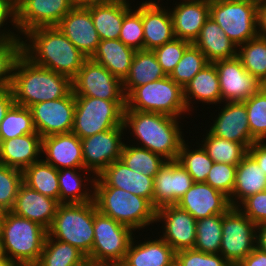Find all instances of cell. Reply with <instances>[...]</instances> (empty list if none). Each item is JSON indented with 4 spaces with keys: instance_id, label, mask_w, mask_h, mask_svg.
I'll list each match as a JSON object with an SVG mask.
<instances>
[{
    "instance_id": "cell-1",
    "label": "cell",
    "mask_w": 266,
    "mask_h": 266,
    "mask_svg": "<svg viewBox=\"0 0 266 266\" xmlns=\"http://www.w3.org/2000/svg\"><path fill=\"white\" fill-rule=\"evenodd\" d=\"M182 120L162 113L124 110L123 125L125 133L130 134V137L125 136L126 142L146 148L166 160H177L186 140Z\"/></svg>"
},
{
    "instance_id": "cell-2",
    "label": "cell",
    "mask_w": 266,
    "mask_h": 266,
    "mask_svg": "<svg viewBox=\"0 0 266 266\" xmlns=\"http://www.w3.org/2000/svg\"><path fill=\"white\" fill-rule=\"evenodd\" d=\"M22 53L34 64L71 80L88 59L57 26L28 31L22 37Z\"/></svg>"
},
{
    "instance_id": "cell-3",
    "label": "cell",
    "mask_w": 266,
    "mask_h": 266,
    "mask_svg": "<svg viewBox=\"0 0 266 266\" xmlns=\"http://www.w3.org/2000/svg\"><path fill=\"white\" fill-rule=\"evenodd\" d=\"M11 90L15 104L29 108L65 97L72 90V80L34 64L22 53L14 65Z\"/></svg>"
},
{
    "instance_id": "cell-4",
    "label": "cell",
    "mask_w": 266,
    "mask_h": 266,
    "mask_svg": "<svg viewBox=\"0 0 266 266\" xmlns=\"http://www.w3.org/2000/svg\"><path fill=\"white\" fill-rule=\"evenodd\" d=\"M93 201L98 212L137 230V234L154 229L157 208L141 196L116 187H94Z\"/></svg>"
},
{
    "instance_id": "cell-5",
    "label": "cell",
    "mask_w": 266,
    "mask_h": 266,
    "mask_svg": "<svg viewBox=\"0 0 266 266\" xmlns=\"http://www.w3.org/2000/svg\"><path fill=\"white\" fill-rule=\"evenodd\" d=\"M47 234L40 224L6 211L0 237L3 254L12 264H37Z\"/></svg>"
},
{
    "instance_id": "cell-6",
    "label": "cell",
    "mask_w": 266,
    "mask_h": 266,
    "mask_svg": "<svg viewBox=\"0 0 266 266\" xmlns=\"http://www.w3.org/2000/svg\"><path fill=\"white\" fill-rule=\"evenodd\" d=\"M94 201L87 203L60 204L48 235L69 243L87 257L94 242Z\"/></svg>"
},
{
    "instance_id": "cell-7",
    "label": "cell",
    "mask_w": 266,
    "mask_h": 266,
    "mask_svg": "<svg viewBox=\"0 0 266 266\" xmlns=\"http://www.w3.org/2000/svg\"><path fill=\"white\" fill-rule=\"evenodd\" d=\"M125 110L162 113L180 119L192 117L184 101L183 88L169 76L136 87L126 97Z\"/></svg>"
},
{
    "instance_id": "cell-8",
    "label": "cell",
    "mask_w": 266,
    "mask_h": 266,
    "mask_svg": "<svg viewBox=\"0 0 266 266\" xmlns=\"http://www.w3.org/2000/svg\"><path fill=\"white\" fill-rule=\"evenodd\" d=\"M126 101L75 96V112L72 133L80 139L124 126Z\"/></svg>"
},
{
    "instance_id": "cell-9",
    "label": "cell",
    "mask_w": 266,
    "mask_h": 266,
    "mask_svg": "<svg viewBox=\"0 0 266 266\" xmlns=\"http://www.w3.org/2000/svg\"><path fill=\"white\" fill-rule=\"evenodd\" d=\"M210 17L237 47L258 35L257 5L254 3L246 0H213L210 1Z\"/></svg>"
},
{
    "instance_id": "cell-10",
    "label": "cell",
    "mask_w": 266,
    "mask_h": 266,
    "mask_svg": "<svg viewBox=\"0 0 266 266\" xmlns=\"http://www.w3.org/2000/svg\"><path fill=\"white\" fill-rule=\"evenodd\" d=\"M94 242L87 259L123 262L136 232L97 211L94 203Z\"/></svg>"
},
{
    "instance_id": "cell-11",
    "label": "cell",
    "mask_w": 266,
    "mask_h": 266,
    "mask_svg": "<svg viewBox=\"0 0 266 266\" xmlns=\"http://www.w3.org/2000/svg\"><path fill=\"white\" fill-rule=\"evenodd\" d=\"M257 226L237 207L222 214V241L220 254L237 266L256 248Z\"/></svg>"
},
{
    "instance_id": "cell-12",
    "label": "cell",
    "mask_w": 266,
    "mask_h": 266,
    "mask_svg": "<svg viewBox=\"0 0 266 266\" xmlns=\"http://www.w3.org/2000/svg\"><path fill=\"white\" fill-rule=\"evenodd\" d=\"M74 96H86L108 101H126L122 81L103 65L88 58L72 79Z\"/></svg>"
},
{
    "instance_id": "cell-13",
    "label": "cell",
    "mask_w": 266,
    "mask_h": 266,
    "mask_svg": "<svg viewBox=\"0 0 266 266\" xmlns=\"http://www.w3.org/2000/svg\"><path fill=\"white\" fill-rule=\"evenodd\" d=\"M124 136H126L124 126H117L80 139L84 169L97 177L110 164L120 160L124 141H126Z\"/></svg>"
},
{
    "instance_id": "cell-14",
    "label": "cell",
    "mask_w": 266,
    "mask_h": 266,
    "mask_svg": "<svg viewBox=\"0 0 266 266\" xmlns=\"http://www.w3.org/2000/svg\"><path fill=\"white\" fill-rule=\"evenodd\" d=\"M155 224L161 228L158 231L155 226L154 230L157 231L156 233L175 252L184 249H194L196 242V220L186 210L176 204L159 207L156 212ZM158 224H161V226Z\"/></svg>"
},
{
    "instance_id": "cell-15",
    "label": "cell",
    "mask_w": 266,
    "mask_h": 266,
    "mask_svg": "<svg viewBox=\"0 0 266 266\" xmlns=\"http://www.w3.org/2000/svg\"><path fill=\"white\" fill-rule=\"evenodd\" d=\"M36 132L43 138L72 132L75 96L71 90L65 97L39 102L29 107Z\"/></svg>"
},
{
    "instance_id": "cell-16",
    "label": "cell",
    "mask_w": 266,
    "mask_h": 266,
    "mask_svg": "<svg viewBox=\"0 0 266 266\" xmlns=\"http://www.w3.org/2000/svg\"><path fill=\"white\" fill-rule=\"evenodd\" d=\"M216 106L215 111L210 113L212 118L209 116L210 125L206 126L207 130L216 137L241 143L248 149L255 141L250 133L244 102H222Z\"/></svg>"
},
{
    "instance_id": "cell-17",
    "label": "cell",
    "mask_w": 266,
    "mask_h": 266,
    "mask_svg": "<svg viewBox=\"0 0 266 266\" xmlns=\"http://www.w3.org/2000/svg\"><path fill=\"white\" fill-rule=\"evenodd\" d=\"M214 64L219 77L222 102H243L265 86L245 70L237 56L218 60Z\"/></svg>"
},
{
    "instance_id": "cell-18",
    "label": "cell",
    "mask_w": 266,
    "mask_h": 266,
    "mask_svg": "<svg viewBox=\"0 0 266 266\" xmlns=\"http://www.w3.org/2000/svg\"><path fill=\"white\" fill-rule=\"evenodd\" d=\"M72 8L70 0H20L16 4L18 30L23 37L35 28L57 26Z\"/></svg>"
},
{
    "instance_id": "cell-19",
    "label": "cell",
    "mask_w": 266,
    "mask_h": 266,
    "mask_svg": "<svg viewBox=\"0 0 266 266\" xmlns=\"http://www.w3.org/2000/svg\"><path fill=\"white\" fill-rule=\"evenodd\" d=\"M162 1L143 0L142 2L141 0V16L144 33L143 50L153 51L175 38L173 21L168 9V1L171 2V0L165 1L167 6Z\"/></svg>"
},
{
    "instance_id": "cell-20",
    "label": "cell",
    "mask_w": 266,
    "mask_h": 266,
    "mask_svg": "<svg viewBox=\"0 0 266 266\" xmlns=\"http://www.w3.org/2000/svg\"><path fill=\"white\" fill-rule=\"evenodd\" d=\"M151 232L154 237L149 236L150 232L146 233L147 235L143 232H139V235L135 233L136 236L134 235L131 240L125 259L122 262L124 266H175V251L173 248L159 235L157 237L155 231ZM153 233L156 234V237ZM142 234L145 238L144 241L140 237L143 238Z\"/></svg>"
},
{
    "instance_id": "cell-21",
    "label": "cell",
    "mask_w": 266,
    "mask_h": 266,
    "mask_svg": "<svg viewBox=\"0 0 266 266\" xmlns=\"http://www.w3.org/2000/svg\"><path fill=\"white\" fill-rule=\"evenodd\" d=\"M193 179L177 160H166L153 177L154 206L177 204L193 185Z\"/></svg>"
},
{
    "instance_id": "cell-22",
    "label": "cell",
    "mask_w": 266,
    "mask_h": 266,
    "mask_svg": "<svg viewBox=\"0 0 266 266\" xmlns=\"http://www.w3.org/2000/svg\"><path fill=\"white\" fill-rule=\"evenodd\" d=\"M94 187H116L141 196L154 205L153 177L132 171L121 160L106 167L95 178Z\"/></svg>"
},
{
    "instance_id": "cell-23",
    "label": "cell",
    "mask_w": 266,
    "mask_h": 266,
    "mask_svg": "<svg viewBox=\"0 0 266 266\" xmlns=\"http://www.w3.org/2000/svg\"><path fill=\"white\" fill-rule=\"evenodd\" d=\"M57 27L86 57L96 52L100 38L88 7H73Z\"/></svg>"
},
{
    "instance_id": "cell-24",
    "label": "cell",
    "mask_w": 266,
    "mask_h": 266,
    "mask_svg": "<svg viewBox=\"0 0 266 266\" xmlns=\"http://www.w3.org/2000/svg\"><path fill=\"white\" fill-rule=\"evenodd\" d=\"M178 1L173 0L172 6L168 7L173 21L174 36L193 43L210 17V1Z\"/></svg>"
},
{
    "instance_id": "cell-25",
    "label": "cell",
    "mask_w": 266,
    "mask_h": 266,
    "mask_svg": "<svg viewBox=\"0 0 266 266\" xmlns=\"http://www.w3.org/2000/svg\"><path fill=\"white\" fill-rule=\"evenodd\" d=\"M41 158L58 170L84 169L81 140L72 132L43 137Z\"/></svg>"
},
{
    "instance_id": "cell-26",
    "label": "cell",
    "mask_w": 266,
    "mask_h": 266,
    "mask_svg": "<svg viewBox=\"0 0 266 266\" xmlns=\"http://www.w3.org/2000/svg\"><path fill=\"white\" fill-rule=\"evenodd\" d=\"M176 205L189 212L196 221L224 214L231 207L226 195L205 182H194Z\"/></svg>"
},
{
    "instance_id": "cell-27",
    "label": "cell",
    "mask_w": 266,
    "mask_h": 266,
    "mask_svg": "<svg viewBox=\"0 0 266 266\" xmlns=\"http://www.w3.org/2000/svg\"><path fill=\"white\" fill-rule=\"evenodd\" d=\"M183 90L184 101L191 114L196 113L195 111L198 108V106L194 107V105L202 103V110H204L205 105H212L207 107V109L212 110V107L222 103L219 77L215 64H207L191 79Z\"/></svg>"
},
{
    "instance_id": "cell-28",
    "label": "cell",
    "mask_w": 266,
    "mask_h": 266,
    "mask_svg": "<svg viewBox=\"0 0 266 266\" xmlns=\"http://www.w3.org/2000/svg\"><path fill=\"white\" fill-rule=\"evenodd\" d=\"M59 201L42 195L22 183L19 186L15 204L11 212L34 221L48 230L56 215Z\"/></svg>"
},
{
    "instance_id": "cell-29",
    "label": "cell",
    "mask_w": 266,
    "mask_h": 266,
    "mask_svg": "<svg viewBox=\"0 0 266 266\" xmlns=\"http://www.w3.org/2000/svg\"><path fill=\"white\" fill-rule=\"evenodd\" d=\"M0 163L24 170L41 159L42 137L38 133L0 140Z\"/></svg>"
},
{
    "instance_id": "cell-30",
    "label": "cell",
    "mask_w": 266,
    "mask_h": 266,
    "mask_svg": "<svg viewBox=\"0 0 266 266\" xmlns=\"http://www.w3.org/2000/svg\"><path fill=\"white\" fill-rule=\"evenodd\" d=\"M133 2L137 1L103 0L88 6L100 40L119 39L124 15Z\"/></svg>"
},
{
    "instance_id": "cell-31",
    "label": "cell",
    "mask_w": 266,
    "mask_h": 266,
    "mask_svg": "<svg viewBox=\"0 0 266 266\" xmlns=\"http://www.w3.org/2000/svg\"><path fill=\"white\" fill-rule=\"evenodd\" d=\"M192 44L205 55L209 63L237 56V46L211 17L204 23Z\"/></svg>"
},
{
    "instance_id": "cell-32",
    "label": "cell",
    "mask_w": 266,
    "mask_h": 266,
    "mask_svg": "<svg viewBox=\"0 0 266 266\" xmlns=\"http://www.w3.org/2000/svg\"><path fill=\"white\" fill-rule=\"evenodd\" d=\"M95 178L86 169L63 168L58 170L60 204L93 201Z\"/></svg>"
},
{
    "instance_id": "cell-33",
    "label": "cell",
    "mask_w": 266,
    "mask_h": 266,
    "mask_svg": "<svg viewBox=\"0 0 266 266\" xmlns=\"http://www.w3.org/2000/svg\"><path fill=\"white\" fill-rule=\"evenodd\" d=\"M266 191V174L247 153L236 167L235 186L229 198L231 207H237L248 196Z\"/></svg>"
},
{
    "instance_id": "cell-34",
    "label": "cell",
    "mask_w": 266,
    "mask_h": 266,
    "mask_svg": "<svg viewBox=\"0 0 266 266\" xmlns=\"http://www.w3.org/2000/svg\"><path fill=\"white\" fill-rule=\"evenodd\" d=\"M135 52V49L125 45L119 39L100 40L91 59L123 81L129 73Z\"/></svg>"
},
{
    "instance_id": "cell-35",
    "label": "cell",
    "mask_w": 266,
    "mask_h": 266,
    "mask_svg": "<svg viewBox=\"0 0 266 266\" xmlns=\"http://www.w3.org/2000/svg\"><path fill=\"white\" fill-rule=\"evenodd\" d=\"M166 76L152 50H136L129 73L122 81L125 97L136 87L160 80Z\"/></svg>"
},
{
    "instance_id": "cell-36",
    "label": "cell",
    "mask_w": 266,
    "mask_h": 266,
    "mask_svg": "<svg viewBox=\"0 0 266 266\" xmlns=\"http://www.w3.org/2000/svg\"><path fill=\"white\" fill-rule=\"evenodd\" d=\"M22 172L24 184L42 195L58 200L60 203L58 169L41 158Z\"/></svg>"
},
{
    "instance_id": "cell-37",
    "label": "cell",
    "mask_w": 266,
    "mask_h": 266,
    "mask_svg": "<svg viewBox=\"0 0 266 266\" xmlns=\"http://www.w3.org/2000/svg\"><path fill=\"white\" fill-rule=\"evenodd\" d=\"M87 256L78 248L47 234L37 266H84Z\"/></svg>"
},
{
    "instance_id": "cell-38",
    "label": "cell",
    "mask_w": 266,
    "mask_h": 266,
    "mask_svg": "<svg viewBox=\"0 0 266 266\" xmlns=\"http://www.w3.org/2000/svg\"><path fill=\"white\" fill-rule=\"evenodd\" d=\"M186 138L187 140L183 142L178 153L177 161L186 169L193 182H206L214 161L208 156L207 151L197 140L192 142L195 139H190L191 142H189V138Z\"/></svg>"
},
{
    "instance_id": "cell-39",
    "label": "cell",
    "mask_w": 266,
    "mask_h": 266,
    "mask_svg": "<svg viewBox=\"0 0 266 266\" xmlns=\"http://www.w3.org/2000/svg\"><path fill=\"white\" fill-rule=\"evenodd\" d=\"M204 128L206 132H203L202 137L201 135L196 136V140L207 151L208 156L217 163L238 165L247 154V149L241 143L216 137L206 127ZM199 136L201 137V141Z\"/></svg>"
},
{
    "instance_id": "cell-40",
    "label": "cell",
    "mask_w": 266,
    "mask_h": 266,
    "mask_svg": "<svg viewBox=\"0 0 266 266\" xmlns=\"http://www.w3.org/2000/svg\"><path fill=\"white\" fill-rule=\"evenodd\" d=\"M237 57L245 70L266 86V37L257 35L237 47Z\"/></svg>"
},
{
    "instance_id": "cell-41",
    "label": "cell",
    "mask_w": 266,
    "mask_h": 266,
    "mask_svg": "<svg viewBox=\"0 0 266 266\" xmlns=\"http://www.w3.org/2000/svg\"><path fill=\"white\" fill-rule=\"evenodd\" d=\"M120 160L132 171L154 177L165 163L161 155L131 143L125 142Z\"/></svg>"
},
{
    "instance_id": "cell-42",
    "label": "cell",
    "mask_w": 266,
    "mask_h": 266,
    "mask_svg": "<svg viewBox=\"0 0 266 266\" xmlns=\"http://www.w3.org/2000/svg\"><path fill=\"white\" fill-rule=\"evenodd\" d=\"M221 241L222 214L196 221L195 250L210 254L220 253Z\"/></svg>"
},
{
    "instance_id": "cell-43",
    "label": "cell",
    "mask_w": 266,
    "mask_h": 266,
    "mask_svg": "<svg viewBox=\"0 0 266 266\" xmlns=\"http://www.w3.org/2000/svg\"><path fill=\"white\" fill-rule=\"evenodd\" d=\"M37 133L30 109L13 104L0 125V140H8L25 134Z\"/></svg>"
},
{
    "instance_id": "cell-44",
    "label": "cell",
    "mask_w": 266,
    "mask_h": 266,
    "mask_svg": "<svg viewBox=\"0 0 266 266\" xmlns=\"http://www.w3.org/2000/svg\"><path fill=\"white\" fill-rule=\"evenodd\" d=\"M243 102L252 139L255 142L266 141V86Z\"/></svg>"
},
{
    "instance_id": "cell-45",
    "label": "cell",
    "mask_w": 266,
    "mask_h": 266,
    "mask_svg": "<svg viewBox=\"0 0 266 266\" xmlns=\"http://www.w3.org/2000/svg\"><path fill=\"white\" fill-rule=\"evenodd\" d=\"M209 62L205 55L193 44L184 52L169 77L183 89L191 79L201 71Z\"/></svg>"
},
{
    "instance_id": "cell-46",
    "label": "cell",
    "mask_w": 266,
    "mask_h": 266,
    "mask_svg": "<svg viewBox=\"0 0 266 266\" xmlns=\"http://www.w3.org/2000/svg\"><path fill=\"white\" fill-rule=\"evenodd\" d=\"M139 2H137L136 5L134 3V5L125 13L119 35V40L135 50H143L144 40L141 1Z\"/></svg>"
},
{
    "instance_id": "cell-47",
    "label": "cell",
    "mask_w": 266,
    "mask_h": 266,
    "mask_svg": "<svg viewBox=\"0 0 266 266\" xmlns=\"http://www.w3.org/2000/svg\"><path fill=\"white\" fill-rule=\"evenodd\" d=\"M22 183V170L0 164V210L6 212L13 209Z\"/></svg>"
},
{
    "instance_id": "cell-48",
    "label": "cell",
    "mask_w": 266,
    "mask_h": 266,
    "mask_svg": "<svg viewBox=\"0 0 266 266\" xmlns=\"http://www.w3.org/2000/svg\"><path fill=\"white\" fill-rule=\"evenodd\" d=\"M22 54V41L0 42V90L11 88L13 69Z\"/></svg>"
},
{
    "instance_id": "cell-49",
    "label": "cell",
    "mask_w": 266,
    "mask_h": 266,
    "mask_svg": "<svg viewBox=\"0 0 266 266\" xmlns=\"http://www.w3.org/2000/svg\"><path fill=\"white\" fill-rule=\"evenodd\" d=\"M192 43L186 40L174 38L172 41L161 45L153 50L159 65L167 76H169L178 62L181 60L185 50Z\"/></svg>"
},
{
    "instance_id": "cell-50",
    "label": "cell",
    "mask_w": 266,
    "mask_h": 266,
    "mask_svg": "<svg viewBox=\"0 0 266 266\" xmlns=\"http://www.w3.org/2000/svg\"><path fill=\"white\" fill-rule=\"evenodd\" d=\"M236 167L214 162L205 183L230 198L235 186Z\"/></svg>"
},
{
    "instance_id": "cell-51",
    "label": "cell",
    "mask_w": 266,
    "mask_h": 266,
    "mask_svg": "<svg viewBox=\"0 0 266 266\" xmlns=\"http://www.w3.org/2000/svg\"><path fill=\"white\" fill-rule=\"evenodd\" d=\"M175 266H232L220 253L210 254L195 249L175 252Z\"/></svg>"
},
{
    "instance_id": "cell-52",
    "label": "cell",
    "mask_w": 266,
    "mask_h": 266,
    "mask_svg": "<svg viewBox=\"0 0 266 266\" xmlns=\"http://www.w3.org/2000/svg\"><path fill=\"white\" fill-rule=\"evenodd\" d=\"M10 41H22L17 27L16 4L12 0H0V42Z\"/></svg>"
},
{
    "instance_id": "cell-53",
    "label": "cell",
    "mask_w": 266,
    "mask_h": 266,
    "mask_svg": "<svg viewBox=\"0 0 266 266\" xmlns=\"http://www.w3.org/2000/svg\"><path fill=\"white\" fill-rule=\"evenodd\" d=\"M237 208L256 226L266 222V191L248 196Z\"/></svg>"
},
{
    "instance_id": "cell-54",
    "label": "cell",
    "mask_w": 266,
    "mask_h": 266,
    "mask_svg": "<svg viewBox=\"0 0 266 266\" xmlns=\"http://www.w3.org/2000/svg\"><path fill=\"white\" fill-rule=\"evenodd\" d=\"M247 153L256 161L258 166L266 174V141L254 142L248 149Z\"/></svg>"
},
{
    "instance_id": "cell-55",
    "label": "cell",
    "mask_w": 266,
    "mask_h": 266,
    "mask_svg": "<svg viewBox=\"0 0 266 266\" xmlns=\"http://www.w3.org/2000/svg\"><path fill=\"white\" fill-rule=\"evenodd\" d=\"M237 266H266V253L256 247Z\"/></svg>"
},
{
    "instance_id": "cell-56",
    "label": "cell",
    "mask_w": 266,
    "mask_h": 266,
    "mask_svg": "<svg viewBox=\"0 0 266 266\" xmlns=\"http://www.w3.org/2000/svg\"><path fill=\"white\" fill-rule=\"evenodd\" d=\"M14 96L11 88L0 90V125L5 117L6 112L14 104Z\"/></svg>"
},
{
    "instance_id": "cell-57",
    "label": "cell",
    "mask_w": 266,
    "mask_h": 266,
    "mask_svg": "<svg viewBox=\"0 0 266 266\" xmlns=\"http://www.w3.org/2000/svg\"><path fill=\"white\" fill-rule=\"evenodd\" d=\"M257 33L266 37V2L257 5Z\"/></svg>"
},
{
    "instance_id": "cell-58",
    "label": "cell",
    "mask_w": 266,
    "mask_h": 266,
    "mask_svg": "<svg viewBox=\"0 0 266 266\" xmlns=\"http://www.w3.org/2000/svg\"><path fill=\"white\" fill-rule=\"evenodd\" d=\"M256 247L266 253V222L257 226Z\"/></svg>"
},
{
    "instance_id": "cell-59",
    "label": "cell",
    "mask_w": 266,
    "mask_h": 266,
    "mask_svg": "<svg viewBox=\"0 0 266 266\" xmlns=\"http://www.w3.org/2000/svg\"><path fill=\"white\" fill-rule=\"evenodd\" d=\"M84 266H124L122 262L92 261L87 259Z\"/></svg>"
},
{
    "instance_id": "cell-60",
    "label": "cell",
    "mask_w": 266,
    "mask_h": 266,
    "mask_svg": "<svg viewBox=\"0 0 266 266\" xmlns=\"http://www.w3.org/2000/svg\"><path fill=\"white\" fill-rule=\"evenodd\" d=\"M101 1L103 0H70V3L73 7H88Z\"/></svg>"
},
{
    "instance_id": "cell-61",
    "label": "cell",
    "mask_w": 266,
    "mask_h": 266,
    "mask_svg": "<svg viewBox=\"0 0 266 266\" xmlns=\"http://www.w3.org/2000/svg\"><path fill=\"white\" fill-rule=\"evenodd\" d=\"M12 263L10 262V260L4 255L2 254L0 256V266H11Z\"/></svg>"
},
{
    "instance_id": "cell-62",
    "label": "cell",
    "mask_w": 266,
    "mask_h": 266,
    "mask_svg": "<svg viewBox=\"0 0 266 266\" xmlns=\"http://www.w3.org/2000/svg\"><path fill=\"white\" fill-rule=\"evenodd\" d=\"M5 216V211L0 210V237H1V230H2V222Z\"/></svg>"
},
{
    "instance_id": "cell-63",
    "label": "cell",
    "mask_w": 266,
    "mask_h": 266,
    "mask_svg": "<svg viewBox=\"0 0 266 266\" xmlns=\"http://www.w3.org/2000/svg\"><path fill=\"white\" fill-rule=\"evenodd\" d=\"M246 1L254 3L256 5H259L261 3H265L266 2V0H246Z\"/></svg>"
},
{
    "instance_id": "cell-64",
    "label": "cell",
    "mask_w": 266,
    "mask_h": 266,
    "mask_svg": "<svg viewBox=\"0 0 266 266\" xmlns=\"http://www.w3.org/2000/svg\"><path fill=\"white\" fill-rule=\"evenodd\" d=\"M11 266H37L36 264H12Z\"/></svg>"
},
{
    "instance_id": "cell-65",
    "label": "cell",
    "mask_w": 266,
    "mask_h": 266,
    "mask_svg": "<svg viewBox=\"0 0 266 266\" xmlns=\"http://www.w3.org/2000/svg\"><path fill=\"white\" fill-rule=\"evenodd\" d=\"M3 254V251H2V246H1V243H0V256Z\"/></svg>"
},
{
    "instance_id": "cell-66",
    "label": "cell",
    "mask_w": 266,
    "mask_h": 266,
    "mask_svg": "<svg viewBox=\"0 0 266 266\" xmlns=\"http://www.w3.org/2000/svg\"><path fill=\"white\" fill-rule=\"evenodd\" d=\"M15 4H17L20 0H12Z\"/></svg>"
}]
</instances>
